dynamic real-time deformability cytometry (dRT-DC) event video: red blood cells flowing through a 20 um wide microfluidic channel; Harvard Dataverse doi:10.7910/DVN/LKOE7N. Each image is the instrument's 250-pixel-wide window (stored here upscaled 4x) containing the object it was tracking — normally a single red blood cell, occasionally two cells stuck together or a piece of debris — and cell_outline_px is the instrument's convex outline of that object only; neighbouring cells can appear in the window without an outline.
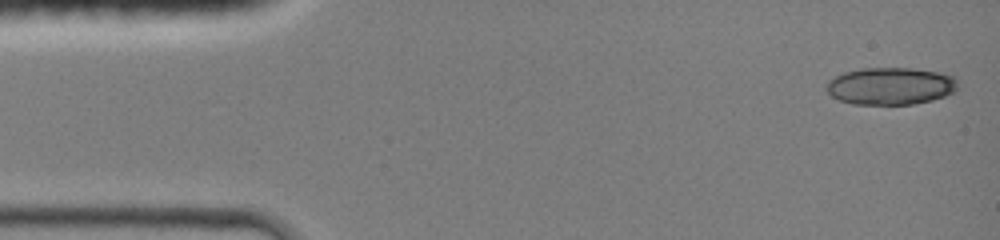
{"species": "common noctule bat (a hibernating species)", "species_latin": "Nyctalus noctula", "temperature_condition": "room temperature", "stored_images_in_passage": 43, "camera_frame_rate_fps": 3000, "um_per_image_px": 0.085, "animal": {"sex": "female", "body_mass_g": 19.0, "forearm_length_mm": 51.5}, "frame": {"image": 1, "passage_image": 1, "time_ms": 0.0, "image_size_px": [1000, 240], "cell_outline_px": [[956, 92], [932, 100], [912, 104], [852, 104], [840, 100], [832, 96], [828, 92], [828, 80], [844, 72], [860, 68], [912, 68], [936, 72], [952, 76], [956, 80]], "centroid_in_image_um": [75.69, 7.31], "position_along_channel_um": 9.3, "area_um2": 28.32}}
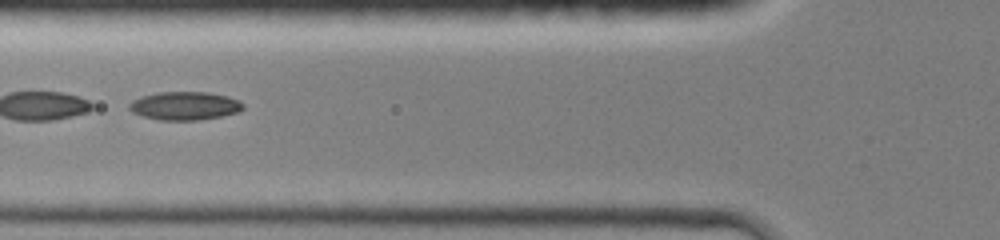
{"frame": {"image": 2, "passage_image": 16, "time_ms": 5.0, "image_size_px": [1000, 240], "cell_outline_px": [[244, 108], [240, 112], [200, 120], [156, 120], [132, 112], [128, 108], [128, 104], [132, 100], [140, 96], [160, 92], [208, 92], [228, 96], [240, 100], [244, 104]], "centroid_in_image_um": [15.71, 8.99], "position_along_channel_um": 110.1, "area_um2": 19.02}}
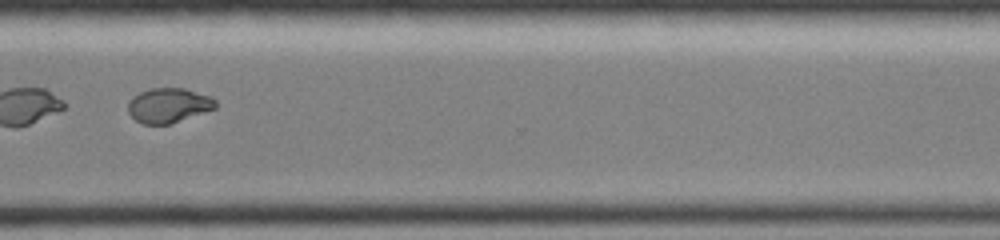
{"frame": {"image": 3, "passage_image": 33, "time_ms": 10.667, "image_size_px": [1000, 240], "cell_outline_px": [[216, 108], [168, 124], [144, 124], [136, 120], [128, 112], [128, 100], [132, 96], [140, 92], [152, 88], [184, 88], [212, 96], [216, 100]], "centroid_in_image_um": [14.32, 8.94], "position_along_channel_um": 356.3, "area_um2": 17.63}, "authors_computed_cell_mechanics": {"area_um2": 18.7272, "velocity_mm_per_s": 4.3455, "shape_relaxation_time_tau1_ms": 8.0409, "shape_relaxation_time_tau2_ms": 1.919, "deformation_change_tau1": 0.2912, "deformation_change_tau2": 0.0432}}